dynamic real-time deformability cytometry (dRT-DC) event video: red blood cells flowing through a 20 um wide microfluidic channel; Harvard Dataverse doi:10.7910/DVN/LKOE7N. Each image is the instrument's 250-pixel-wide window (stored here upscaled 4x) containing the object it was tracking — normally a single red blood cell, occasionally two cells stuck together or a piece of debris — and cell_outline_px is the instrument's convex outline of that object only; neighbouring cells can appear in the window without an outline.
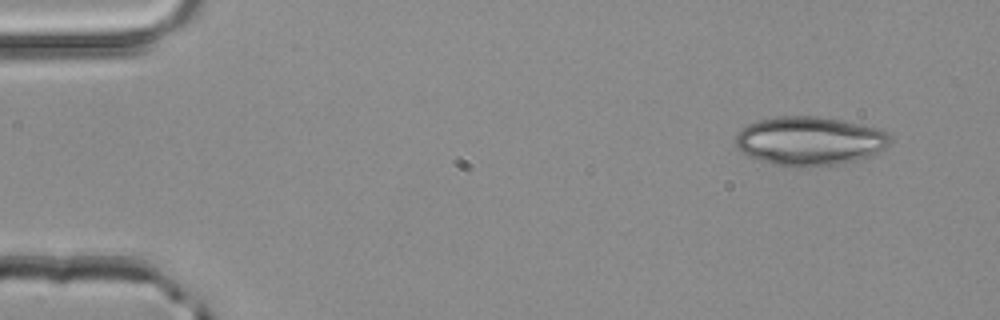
{"species": "common noctule bat (a hibernating species)", "species_latin": "Nyctalus noctula", "temperature_condition": "room temperature", "stored_images_in_passage": 3, "camera_frame_rate_fps": 3000, "um_per_image_px": 0.085, "animal": {"sex": "male", "body_mass_g": 20.4}, "frame": {"image": 1, "passage_image": 1, "time_ms": 0.0, "image_size_px": [1000, 320], "cell_outline_px": [[892, 140], [884, 148], [868, 156], [844, 164], [808, 168], [792, 168], [772, 164], [748, 156], [740, 152], [732, 144], [732, 140], [740, 128], [756, 120], [776, 116], [816, 116], [840, 120], [860, 124], [876, 128], [888, 132]], "centroid_in_image_um": [68.73, 12.0], "position_along_channel_um": 16.3, "area_um2": 44.91}}